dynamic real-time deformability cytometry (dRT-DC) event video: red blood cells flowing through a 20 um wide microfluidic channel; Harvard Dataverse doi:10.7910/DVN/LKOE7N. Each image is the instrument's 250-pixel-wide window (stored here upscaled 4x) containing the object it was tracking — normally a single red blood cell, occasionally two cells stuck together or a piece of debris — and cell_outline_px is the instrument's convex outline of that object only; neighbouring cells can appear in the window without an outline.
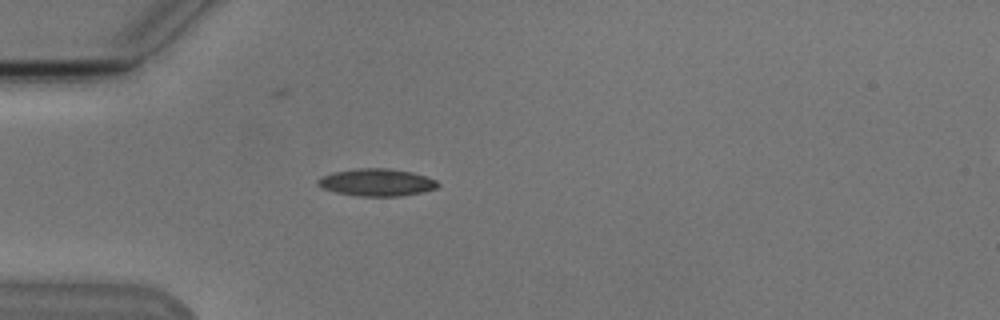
{"species": "Egyptian fruit bat (a non-hibernating species)", "species_latin": "Rousettus aegyptiacus", "temperature_condition": "cold", "stored_images_in_passage": 2, "camera_frame_rate_fps": 3000, "um_per_image_px": 0.085, "animal": {"sex": "male"}, "frame": {"image": 1, "passage_image": 2, "time_ms": 1.333, "image_size_px": [1000, 320], "cell_outline_px": [[440, 184], [436, 188], [424, 192], [400, 196], [356, 196], [336, 192], [320, 188], [316, 184], [316, 180], [324, 176], [336, 172], [360, 168], [388, 168], [412, 172], [436, 180]], "centroid_in_image_um": [32.02, 15.51], "position_along_channel_um": 53.0, "area_um2": 19.07}}